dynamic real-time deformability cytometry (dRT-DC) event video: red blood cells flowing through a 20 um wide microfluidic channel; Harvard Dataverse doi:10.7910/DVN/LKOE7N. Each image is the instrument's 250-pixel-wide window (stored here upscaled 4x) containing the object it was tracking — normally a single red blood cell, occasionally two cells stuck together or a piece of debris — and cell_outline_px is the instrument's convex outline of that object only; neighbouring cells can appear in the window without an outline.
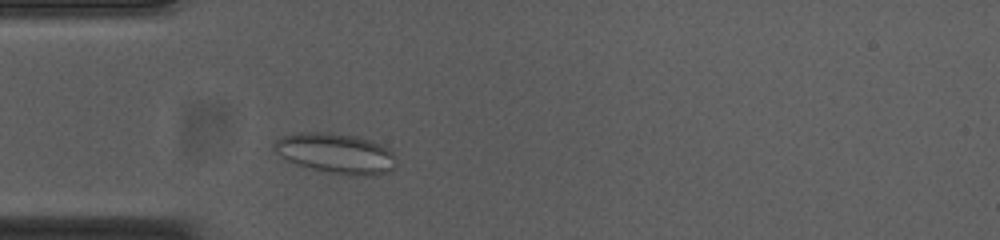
{"species": "common noctule bat (a hibernating species)", "species_latin": "Nyctalus noctula", "temperature_condition": "cold", "stored_images_in_passage": 35, "camera_frame_rate_fps": 3000, "um_per_image_px": 0.085, "animal": {"sex": "female", "body_mass_g": 23.0, "forearm_length_mm": 53.4}, "frame": {"image": 1, "passage_image": 6, "time_ms": 1.667, "image_size_px": [1000, 240], "cell_outline_px": [[396, 164], [392, 168], [384, 172], [368, 176], [352, 176], [328, 172], [312, 168], [288, 160], [276, 152], [272, 148], [272, 144], [276, 140], [284, 136], [300, 132], [324, 132], [356, 136], [380, 144], [388, 148], [392, 152]], "centroid_in_image_um": [28.54, 13.03], "position_along_channel_um": 56.5, "area_um2": 28.15}}
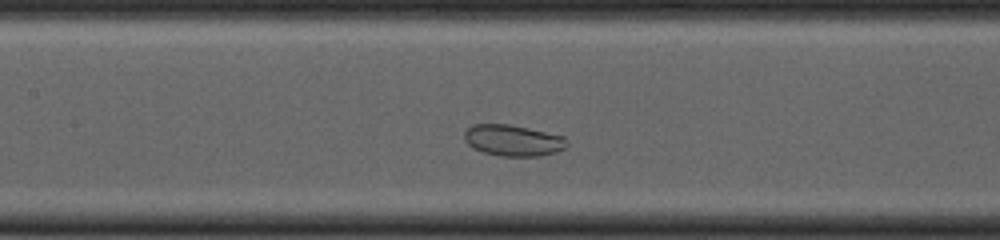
{"frame": {"image": 2, "passage_image": 15, "time_ms": 4.667, "image_size_px": [1000, 240], "cell_outline_px": [[568, 144], [564, 148], [556, 152], [540, 156], [500, 156], [484, 152], [468, 144], [464, 140], [464, 132], [472, 124], [508, 124], [528, 128], [564, 136], [568, 140]], "centroid_in_image_um": [43.62, 11.93], "position_along_channel_um": 163.8, "area_um2": 18.61}}
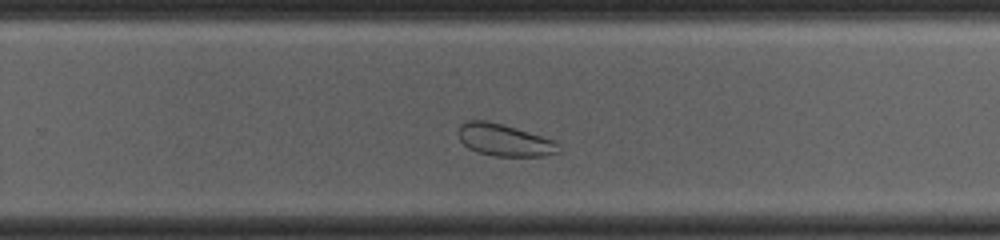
{"frame": {"image": 3, "passage_image": 25, "time_ms": 8.0, "image_size_px": [1000, 240], "cell_outline_px": [[560, 152], [544, 156], [496, 156], [480, 152], [468, 148], [460, 140], [456, 132], [460, 124], [468, 120], [488, 120], [540, 136], [552, 140], [560, 144]], "centroid_in_image_um": [42.83, 11.9], "position_along_channel_um": 287.0, "area_um2": 18.61}, "authors_computed_cell_mechanics": {"area_um2": 22.4842, "velocity_mm_per_s": 3.7049, "shape_relaxation_time_tau1_ms": null, "shape_relaxation_time_tau2_ms": 6.7068, "deformation_change_tau1": null, "deformation_change_tau2": 0.0944}}